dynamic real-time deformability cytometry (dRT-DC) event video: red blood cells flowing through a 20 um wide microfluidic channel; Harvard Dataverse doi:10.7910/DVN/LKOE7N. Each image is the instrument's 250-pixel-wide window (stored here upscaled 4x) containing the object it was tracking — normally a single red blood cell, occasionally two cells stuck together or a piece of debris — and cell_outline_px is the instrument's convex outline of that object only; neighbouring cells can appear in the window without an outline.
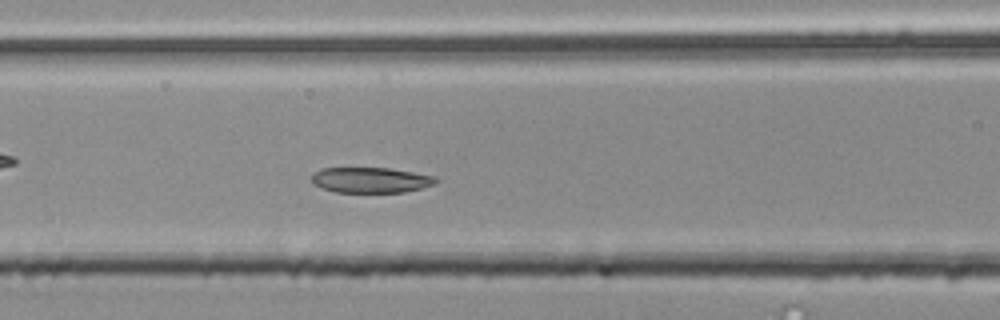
{"species": "common noctule bat (a hibernating species)", "species_latin": "Nyctalus noctula", "temperature_condition": "room temperature", "stored_images_in_passage": 55, "camera_frame_rate_fps": 3000, "um_per_image_px": 0.085, "animal": {"sex": "male", "body_mass_g": 20.4}, "frame": {"image": 1, "passage_image": 23, "time_ms": 7.333, "image_size_px": [1000, 320], "cell_outline_px": [[440, 180], [436, 184], [404, 192], [336, 192], [320, 188], [312, 184], [312, 176], [320, 168], [388, 168], [436, 176]], "centroid_in_image_um": [31.52, 15.3], "position_along_channel_um": 135.1, "area_um2": 18.5}}
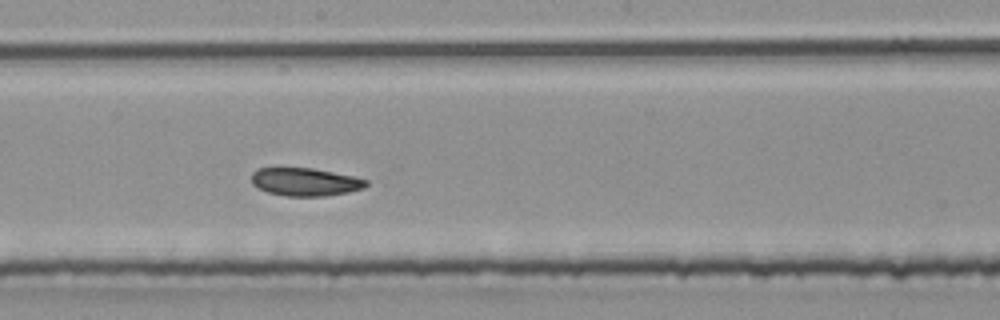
{"frame": {"image": 2, "passage_image": 30, "time_ms": 9.667, "image_size_px": [1000, 320], "cell_outline_px": [[368, 184], [364, 188], [348, 192], [324, 196], [288, 196], [268, 192], [252, 184], [252, 172], [256, 168], [312, 168], [352, 176], [368, 180]], "centroid_in_image_um": [25.94, 15.46], "position_along_channel_um": 222.3, "area_um2": 18.55}}
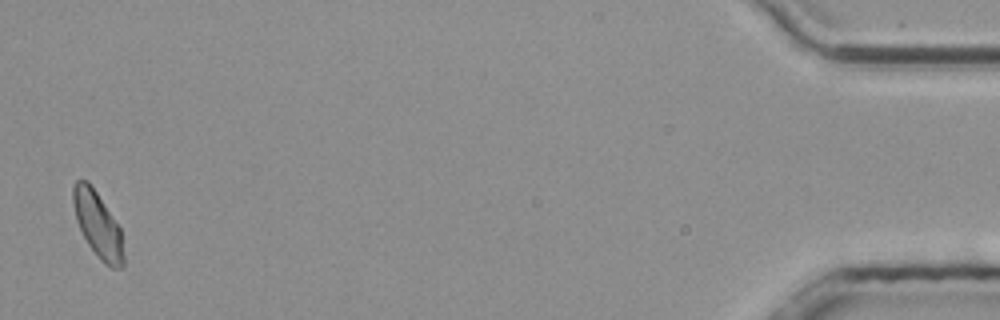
{"frame": {"image": 3, "passage_image": 54, "time_ms": 17.667, "image_size_px": [1000, 320], "cell_outline_px": [[124, 268], [112, 268], [104, 264], [96, 256], [88, 244], [76, 220], [72, 200], [72, 184], [76, 180], [84, 180], [96, 192], [120, 228], [124, 256]], "centroid_in_image_um": [8.3, 19.15], "position_along_channel_um": 426.9, "area_um2": 19.07}, "authors_computed_cell_mechanics": {"area_um2": 19.5364, "velocity_mm_per_s": 3.7482, "shape_relaxation_time_tau1_ms": 9.7602, "shape_relaxation_time_tau2_ms": 2.6911, "deformation_change_tau1": 0.1213, "deformation_change_tau2": 0.0658}}